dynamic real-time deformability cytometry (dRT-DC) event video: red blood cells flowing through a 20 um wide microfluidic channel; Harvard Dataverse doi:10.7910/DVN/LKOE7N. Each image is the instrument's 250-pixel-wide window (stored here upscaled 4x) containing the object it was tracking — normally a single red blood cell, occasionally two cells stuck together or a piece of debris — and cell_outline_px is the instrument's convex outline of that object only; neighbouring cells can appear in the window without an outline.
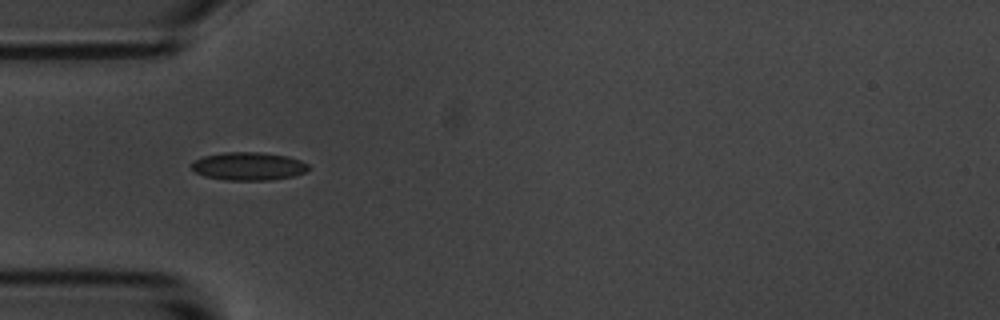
{"species": "common noctule bat (a hibernating species)", "species_latin": "Nyctalus noctula", "temperature_condition": "room temperature", "stored_images_in_passage": 17, "camera_frame_rate_fps": 3000, "um_per_image_px": 0.085, "animal": {"sex": "male", "body_mass_g": 20.1, "forearm_length_mm": 53.5}, "frame": {"image": 1, "passage_image": 3, "time_ms": 0.667, "image_size_px": [1000, 320], "cell_outline_px": [[308, 168], [304, 172], [292, 176], [268, 180], [224, 180], [204, 176], [196, 172], [192, 168], [192, 164], [196, 160], [204, 156], [224, 152], [260, 152], [288, 156], [300, 160], [308, 164]], "centroid_in_image_um": [21.12, 14.12], "position_along_channel_um": 63.9, "area_um2": 18.96}}
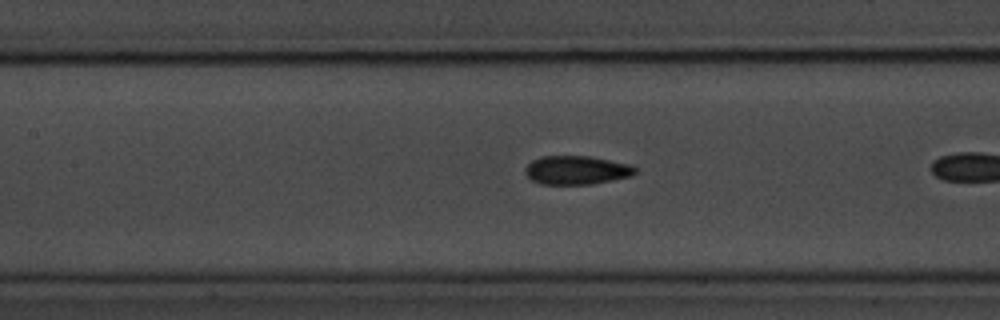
{"frame": {"image": 2, "passage_image": 8, "time_ms": 2.333, "image_size_px": [1000, 320], "cell_outline_px": [[636, 172], [632, 176], [592, 184], [540, 184], [532, 180], [524, 172], [524, 168], [532, 160], [544, 156], [592, 156], [632, 164], [636, 168]], "centroid_in_image_um": [49.03, 14.45], "position_along_channel_um": 158.4, "area_um2": 18.55}}